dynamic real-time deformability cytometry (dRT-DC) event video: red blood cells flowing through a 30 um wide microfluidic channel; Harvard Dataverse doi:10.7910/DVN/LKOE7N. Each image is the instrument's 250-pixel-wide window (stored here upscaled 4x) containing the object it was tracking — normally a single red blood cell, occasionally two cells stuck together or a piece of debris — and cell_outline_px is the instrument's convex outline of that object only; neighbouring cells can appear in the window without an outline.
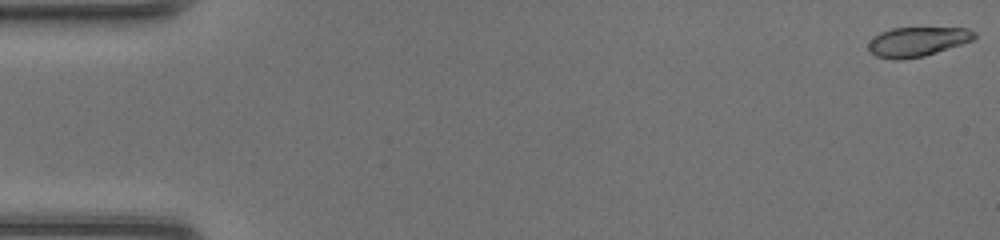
{"species": "common noctule bat (a hibernating species)", "species_latin": "Nyctalus noctula", "temperature_condition": "room temperature", "stored_images_in_passage": 48, "camera_frame_rate_fps": 3000, "um_per_image_px": 0.085, "animal": {"sex": "female", "body_mass_g": 20.0, "forearm_length_mm": 54.0}, "frame": {"image": 1, "passage_image": 1, "time_ms": 0.0, "image_size_px": [1000, 240], "cell_outline_px": [[976, 36], [972, 40], [924, 56], [900, 60], [896, 60], [876, 56], [868, 52], [868, 44], [880, 32], [892, 28], [968, 28], [976, 32]], "centroid_in_image_um": [77.95, 3.54], "position_along_channel_um": 7.1, "area_um2": 18.03}}
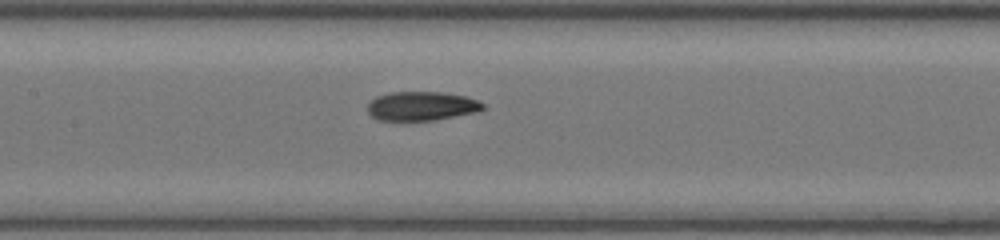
{"frame": {"image": 2, "passage_image": 23, "time_ms": 7.333, "image_size_px": [1000, 240], "cell_outline_px": [[484, 108], [476, 112], [432, 120], [376, 120], [368, 112], [368, 104], [376, 96], [388, 92], [444, 92], [468, 96], [484, 104]], "centroid_in_image_um": [35.82, 9.0], "position_along_channel_um": 171.6, "area_um2": 19.48}}
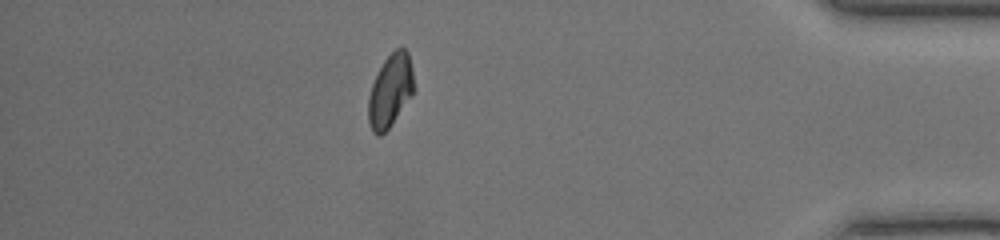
{"frame": {"image": 3, "passage_image": 42, "time_ms": 13.667, "image_size_px": [1000, 240], "cell_outline_px": [[416, 88], [412, 96], [388, 128], [380, 136], [376, 136], [372, 132], [368, 120], [368, 96], [372, 84], [384, 60], [396, 48], [404, 48], [408, 52], [412, 68]], "centroid_in_image_um": [33.19, 7.72], "position_along_channel_um": 402.0, "area_um2": 19.42}, "authors_computed_cell_mechanics": {"area_um2": 19.5364, "velocity_mm_per_s": 4.3373, "shape_relaxation_time_tau1_ms": 4.579, "shape_relaxation_time_tau2_ms": 1.8228, "deformation_change_tau1": 0.2018, "deformation_change_tau2": 0.0725}}